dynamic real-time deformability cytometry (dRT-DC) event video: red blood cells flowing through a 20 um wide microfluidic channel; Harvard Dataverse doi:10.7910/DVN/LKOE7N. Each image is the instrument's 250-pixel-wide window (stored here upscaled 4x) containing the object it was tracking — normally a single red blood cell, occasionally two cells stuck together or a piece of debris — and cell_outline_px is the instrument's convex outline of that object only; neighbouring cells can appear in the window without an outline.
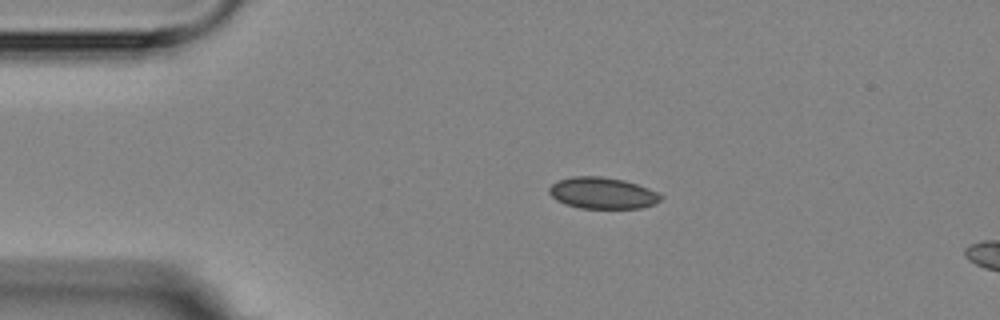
{"species": "Egyptian fruit bat (a non-hibernating species)", "species_latin": "Rousettus aegyptiacus", "temperature_condition": "room temperature", "stored_images_in_passage": 3, "segment_of_instrument_passage": [1, 2], "camera_frame_rate_fps": 3000, "um_per_image_px": 0.085, "animal": {"sex": "female"}, "frame": {"image": 1, "passage_image": 1, "time_ms": 0.0, "image_size_px": [1000, 320], "cell_outline_px": [[664, 196], [656, 204], [640, 208], [580, 208], [564, 204], [556, 200], [548, 192], [548, 188], [552, 184], [560, 180], [572, 176], [604, 176], [624, 180], [660, 192]], "centroid_in_image_um": [51.23, 16.41], "position_along_channel_um": 33.8, "area_um2": 20.63}}